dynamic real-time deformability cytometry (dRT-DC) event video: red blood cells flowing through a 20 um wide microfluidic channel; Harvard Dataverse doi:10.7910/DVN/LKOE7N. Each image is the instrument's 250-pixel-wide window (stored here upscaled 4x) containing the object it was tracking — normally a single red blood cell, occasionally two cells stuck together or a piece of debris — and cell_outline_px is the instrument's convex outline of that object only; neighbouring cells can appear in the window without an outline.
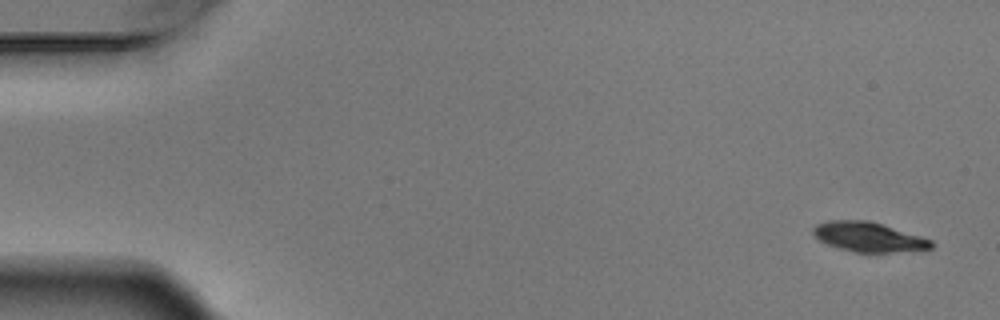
{"species": "Egyptian fruit bat (a non-hibernating species)", "species_latin": "Rousettus aegyptiacus", "temperature_condition": "warm", "stored_images_in_passage": 6, "camera_frame_rate_fps": 3000, "um_per_image_px": 0.085, "animal": {"sex": "male"}, "frame": {"image": 1, "passage_image": 1, "time_ms": 0.0, "image_size_px": [1000, 320], "cell_outline_px": [[932, 248], [892, 252], [852, 252], [828, 244], [820, 240], [812, 232], [812, 228], [816, 224], [828, 220], [868, 220], [884, 224], [932, 240]], "centroid_in_image_um": [73.8, 20.12], "position_along_channel_um": 11.2, "area_um2": 20.23}}
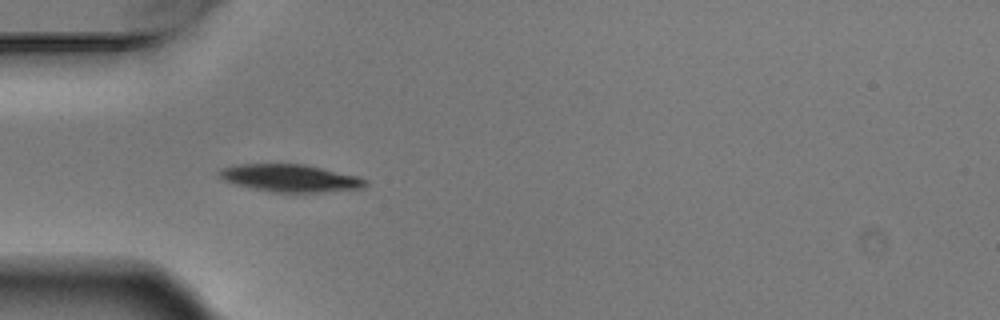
{"frame": {"image": 2, "passage_image": 5, "time_ms": 1.333, "image_size_px": [1000, 320], "cell_outline_px": [[368, 184], [360, 188], [320, 192], [272, 192], [252, 188], [236, 184], [224, 180], [220, 176], [220, 172], [224, 168], [236, 164], [304, 164], [356, 176], [368, 180]], "centroid_in_image_um": [24.68, 15.14], "position_along_channel_um": 60.3, "area_um2": 22.95}}
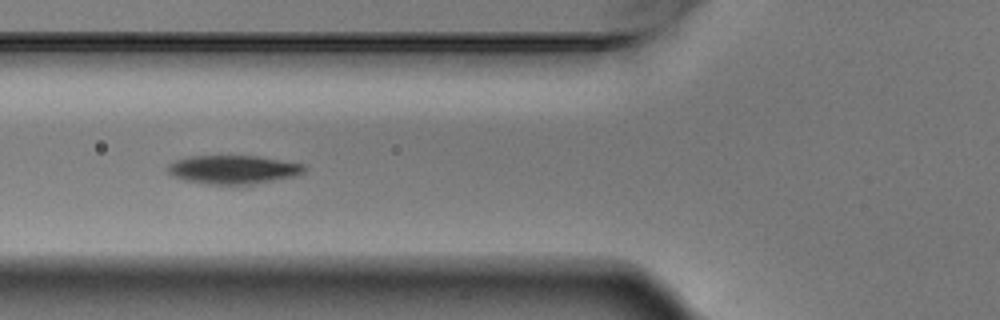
{"frame": {"image": 3, "passage_image": 6, "time_ms": 1.667, "image_size_px": [1000, 320], "cell_outline_px": [[304, 172], [296, 176], [252, 184], [208, 184], [184, 180], [172, 176], [168, 172], [168, 168], [176, 160], [192, 156], [256, 156], [304, 164]], "centroid_in_image_um": [19.83, 14.42], "position_along_channel_um": 106.0, "area_um2": 22.43}}